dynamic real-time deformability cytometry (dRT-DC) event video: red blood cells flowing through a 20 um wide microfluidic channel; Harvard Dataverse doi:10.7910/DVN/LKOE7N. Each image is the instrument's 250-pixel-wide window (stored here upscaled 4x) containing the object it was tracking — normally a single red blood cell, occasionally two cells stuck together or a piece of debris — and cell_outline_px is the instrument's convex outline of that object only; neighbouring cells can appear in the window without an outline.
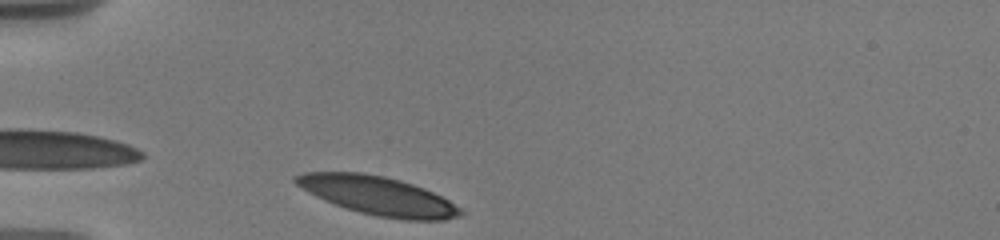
{"species": "human", "species_latin": "Homo sapiens", "temperature_condition": "warm", "stored_images_in_passage": 10, "camera_frame_rate_fps": 3000, "um_per_image_px": 0.085, "donor": {"sex": "male"}, "frame": {"image": 1, "passage_image": 1, "time_ms": 0.0, "image_size_px": [1000, 240], "cell_outline_px": [[464, 212], [460, 216], [444, 220], [404, 220], [376, 216], [360, 212], [324, 200], [308, 192], [296, 184], [292, 180], [292, 176], [304, 172], [360, 172], [384, 176], [400, 180], [424, 188], [448, 200], [460, 208]], "centroid_in_image_um": [32.11, 16.63], "position_along_channel_um": 52.9, "area_um2": 36.88}}
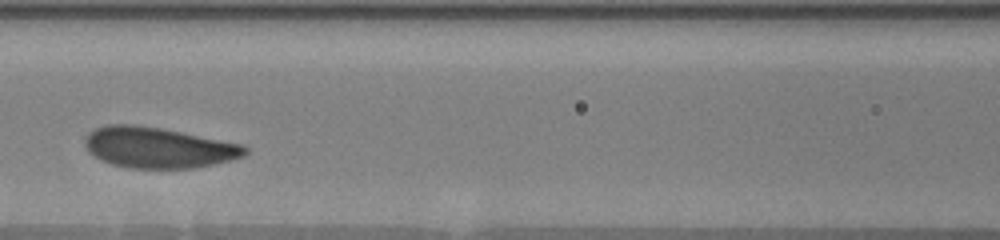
{"frame": {"image": 2, "passage_image": 6, "time_ms": 3.333, "image_size_px": [1000, 240], "cell_outline_px": [[248, 152], [244, 156], [232, 160], [192, 168], [132, 168], [112, 164], [100, 160], [88, 152], [84, 144], [84, 140], [88, 132], [104, 124], [136, 124], [160, 128], [244, 144], [248, 148]], "centroid_in_image_um": [13.43, 12.54], "position_along_channel_um": 153.2, "area_um2": 38.21}}
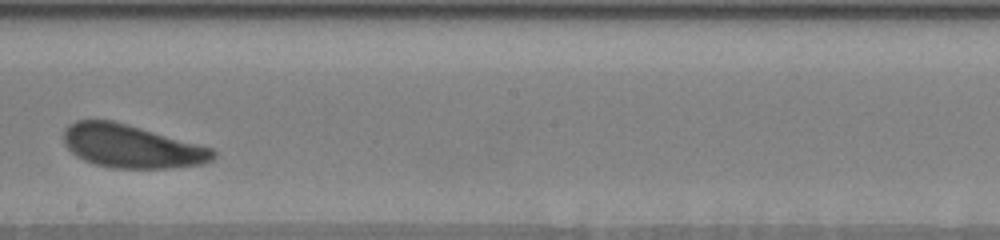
{"frame": {"image": 3, "passage_image": 9, "time_ms": 5.667, "image_size_px": [1000, 240], "cell_outline_px": [[216, 156], [212, 160], [204, 164], [172, 168], [112, 168], [96, 164], [84, 160], [76, 156], [64, 144], [64, 128], [68, 124], [76, 120], [112, 120], [128, 124], [212, 148], [216, 152]], "centroid_in_image_um": [11.17, 12.44], "position_along_channel_um": 237.0, "area_um2": 37.63}}